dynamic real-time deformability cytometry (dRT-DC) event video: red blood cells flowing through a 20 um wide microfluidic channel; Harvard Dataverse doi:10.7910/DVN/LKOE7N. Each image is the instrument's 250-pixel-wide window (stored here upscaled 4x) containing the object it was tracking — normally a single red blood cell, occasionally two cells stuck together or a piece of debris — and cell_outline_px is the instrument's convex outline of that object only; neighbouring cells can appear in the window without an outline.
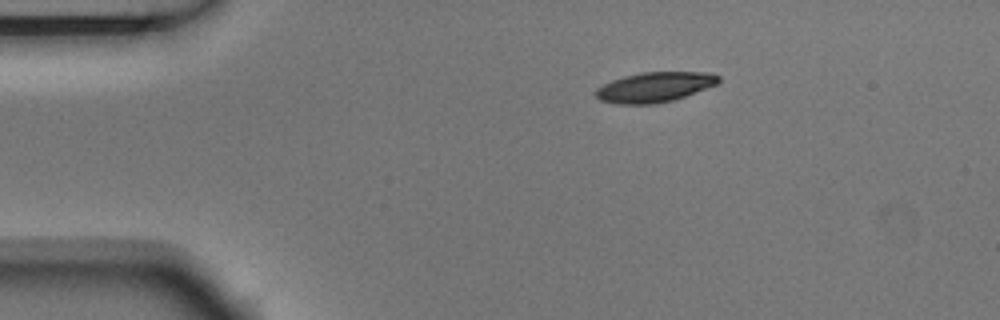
{"species": "Egyptian fruit bat (a non-hibernating species)", "species_latin": "Rousettus aegyptiacus", "temperature_condition": "room temperature", "stored_images_in_passage": 5, "camera_frame_rate_fps": 3000, "um_per_image_px": 0.085, "animal": {"sex": "male"}, "frame": {"image": 1, "passage_image": 5, "time_ms": 1.333, "image_size_px": [1000, 320], "cell_outline_px": [[720, 84], [672, 100], [652, 104], [620, 104], [600, 100], [592, 92], [596, 88], [612, 80], [624, 76], [640, 72], [712, 72], [720, 76]], "centroid_in_image_um": [55.66, 7.39], "position_along_channel_um": 29.3, "area_um2": 21.62}}